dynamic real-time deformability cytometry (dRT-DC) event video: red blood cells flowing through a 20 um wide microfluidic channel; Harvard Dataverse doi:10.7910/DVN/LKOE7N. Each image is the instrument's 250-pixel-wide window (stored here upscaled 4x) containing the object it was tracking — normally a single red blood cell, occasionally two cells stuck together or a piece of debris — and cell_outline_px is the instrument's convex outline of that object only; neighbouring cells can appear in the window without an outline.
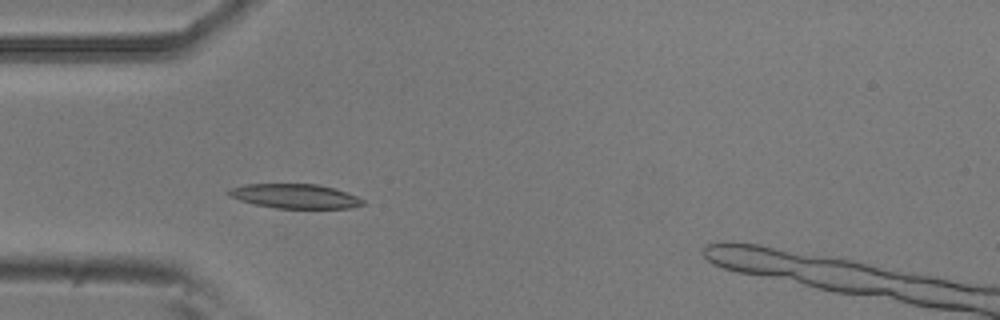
{"species": "common noctule bat (a hibernating species)", "species_latin": "Nyctalus noctula", "temperature_condition": "room temperature", "stored_images_in_passage": 45, "camera_frame_rate_fps": 3000, "um_per_image_px": 0.085, "animal": {"sex": "male", "body_mass_g": 20.5, "forearm_length_mm": 52.5}, "frame": {"image": 1, "passage_image": 5, "time_ms": 1.333, "image_size_px": [1000, 320], "cell_outline_px": [[368, 204], [352, 208], [276, 208], [256, 204], [240, 200], [228, 196], [224, 192], [232, 188], [244, 184], [320, 184], [336, 188], [348, 192], [364, 200]], "centroid_in_image_um": [25.12, 16.67], "position_along_channel_um": 59.9, "area_um2": 19.31}}
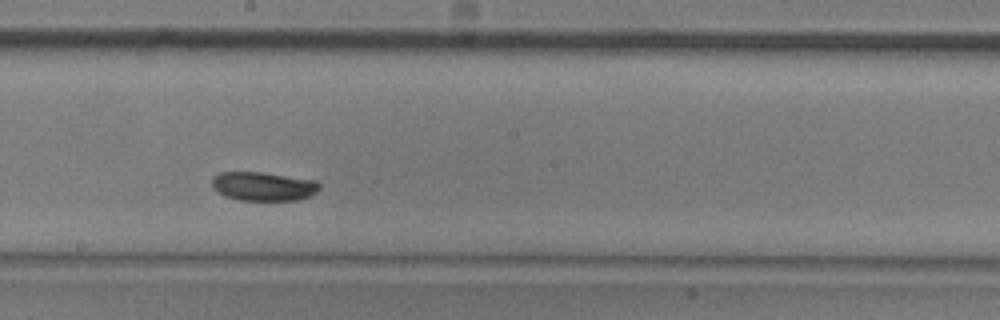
{"frame": {"image": 2, "passage_image": 19, "time_ms": 6.0, "image_size_px": [1000, 320], "cell_outline_px": [[320, 188], [316, 192], [308, 196], [296, 200], [240, 200], [224, 196], [212, 184], [212, 176], [220, 172], [260, 172], [316, 180], [320, 184]], "centroid_in_image_um": [22.39, 15.83], "position_along_channel_um": 225.8, "area_um2": 17.92}}
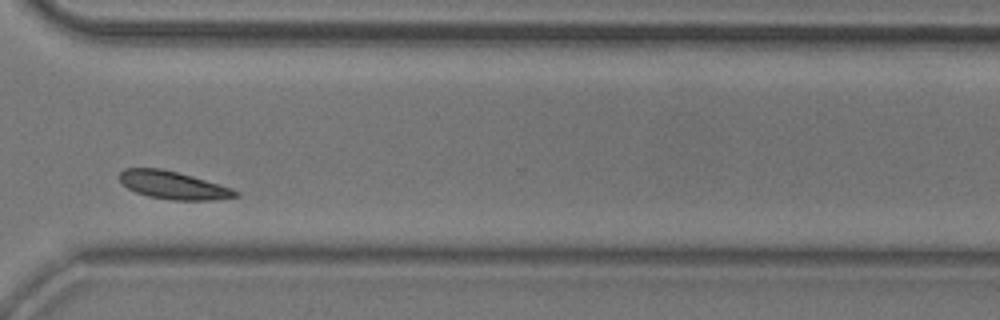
{"frame": {"image": 3, "passage_image": 30, "time_ms": 9.667, "image_size_px": [1000, 320], "cell_outline_px": [[240, 196], [212, 200], [172, 200], [148, 196], [136, 192], [120, 184], [120, 172], [124, 168], [160, 168], [192, 176], [232, 188], [240, 192]], "centroid_in_image_um": [14.72, 15.74], "position_along_channel_um": 355.9, "area_um2": 18.79}, "authors_computed_cell_mechanics": {"area_um2": 18.5538, "velocity_mm_per_s": 3.5719, "shape_relaxation_time_tau1_ms": 2.0681, "shape_relaxation_time_tau2_ms": null, "deformation_change_tau1": 0.1193, "deformation_change_tau2": null}}